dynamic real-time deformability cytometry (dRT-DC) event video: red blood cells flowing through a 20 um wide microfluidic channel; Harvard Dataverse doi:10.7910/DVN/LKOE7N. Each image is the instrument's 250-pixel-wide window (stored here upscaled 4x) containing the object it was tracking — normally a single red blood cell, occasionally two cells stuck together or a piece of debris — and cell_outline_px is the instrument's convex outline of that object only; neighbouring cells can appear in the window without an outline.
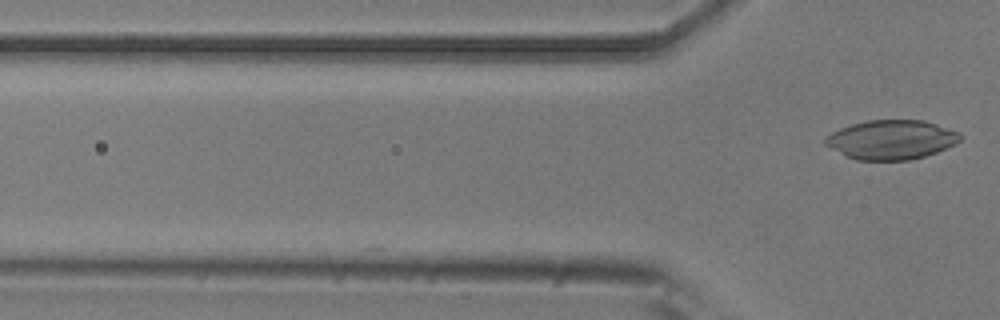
{"species": "common noctule bat (a hibernating species)", "species_latin": "Nyctalus noctula", "temperature_condition": "room temperature", "stored_images_in_passage": 4, "camera_frame_rate_fps": 3000, "um_per_image_px": 0.085, "animal": {"sex": "male", "body_mass_g": 20.5, "forearm_length_mm": 52.5}, "frame": {"image": 1, "passage_image": 4, "time_ms": 1.0, "image_size_px": [1000, 320], "cell_outline_px": [[964, 136], [956, 144], [936, 152], [924, 156], [908, 160], [856, 160], [844, 156], [824, 144], [824, 140], [832, 132], [840, 128], [852, 124], [868, 120], [924, 120], [960, 132]], "centroid_in_image_um": [75.77, 11.87], "position_along_channel_um": 50.0, "area_um2": 30.98}}